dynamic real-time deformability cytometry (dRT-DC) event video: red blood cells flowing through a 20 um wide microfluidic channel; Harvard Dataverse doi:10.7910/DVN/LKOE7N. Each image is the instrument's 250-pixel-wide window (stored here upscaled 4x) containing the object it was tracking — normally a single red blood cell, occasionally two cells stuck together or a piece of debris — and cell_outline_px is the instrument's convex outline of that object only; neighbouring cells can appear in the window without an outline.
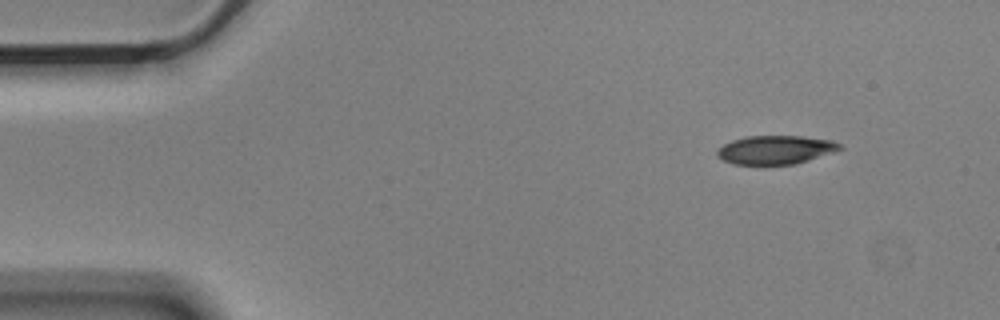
{"species": "Egyptian fruit bat (a non-hibernating species)", "species_latin": "Rousettus aegyptiacus", "temperature_condition": "cold", "stored_images_in_passage": 5, "camera_frame_rate_fps": 3000, "um_per_image_px": 0.085, "animal": {"sex": "male"}, "frame": {"image": 1, "passage_image": 1, "time_ms": 0.0, "image_size_px": [1000, 320], "cell_outline_px": [[844, 148], [796, 164], [764, 168], [732, 164], [716, 156], [716, 152], [724, 144], [732, 140], [744, 136], [800, 136], [832, 140], [840, 144]], "centroid_in_image_um": [65.86, 12.78], "position_along_channel_um": 19.1, "area_um2": 21.27}}
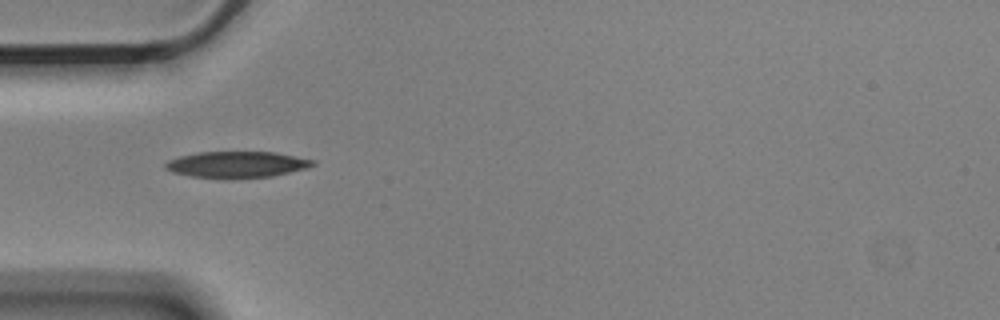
{"frame": {"image": 2, "passage_image": 4, "time_ms": 1.0, "image_size_px": [1000, 320], "cell_outline_px": [[316, 164], [308, 168], [272, 176], [228, 180], [224, 180], [192, 176], [172, 172], [164, 168], [164, 164], [168, 160], [180, 156], [196, 152], [276, 152], [316, 160]], "centroid_in_image_um": [20.13, 14.0], "position_along_channel_um": 64.9, "area_um2": 23.12}}
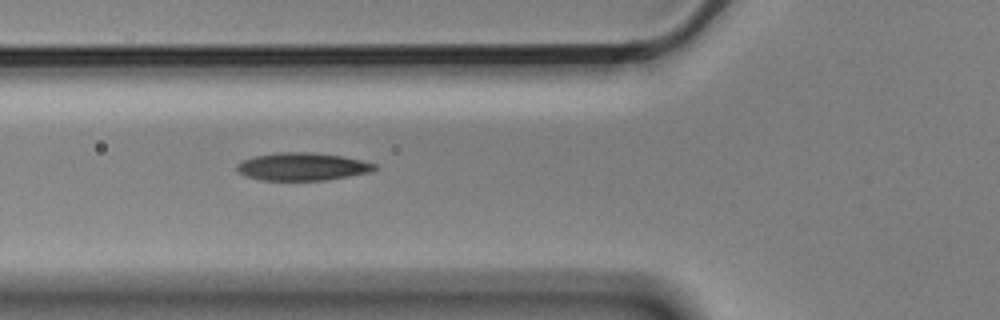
{"frame": {"image": 3, "passage_image": 5, "time_ms": 1.333, "image_size_px": [1000, 320], "cell_outline_px": [[380, 168], [372, 172], [324, 180], [260, 180], [248, 176], [240, 172], [236, 168], [236, 164], [244, 160], [256, 156], [280, 152], [308, 152], [340, 156], [360, 160], [376, 164]], "centroid_in_image_um": [25.74, 14.16], "position_along_channel_um": 100.1, "area_um2": 22.02}}